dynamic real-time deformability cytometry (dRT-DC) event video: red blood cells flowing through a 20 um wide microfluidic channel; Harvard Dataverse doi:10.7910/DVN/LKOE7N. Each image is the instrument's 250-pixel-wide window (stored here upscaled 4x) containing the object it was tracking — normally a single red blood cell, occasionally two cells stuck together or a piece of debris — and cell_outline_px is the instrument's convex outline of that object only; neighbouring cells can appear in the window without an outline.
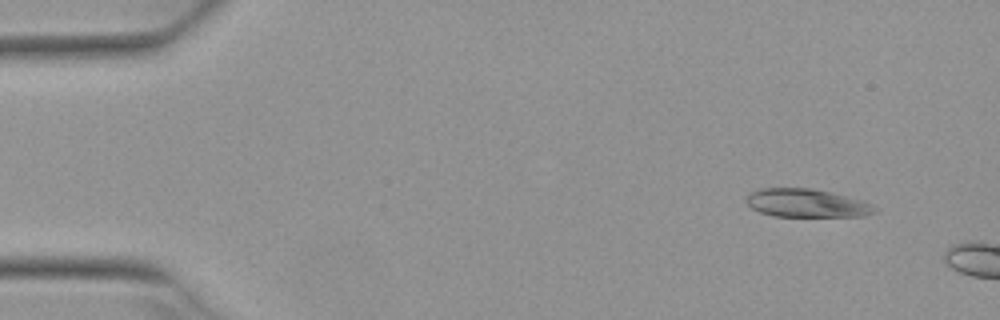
{"species": "Egyptian fruit bat (a non-hibernating species)", "species_latin": "Rousettus aegyptiacus", "temperature_condition": "warm", "stored_images_in_passage": 2, "camera_frame_rate_fps": 3000, "um_per_image_px": 0.085, "animal": {"sex": "female"}, "frame": {"image": 1, "passage_image": 1, "time_ms": 0.0, "image_size_px": [1000, 320], "cell_outline_px": [[876, 212], [864, 216], [776, 216], [760, 212], [752, 208], [748, 204], [748, 196], [752, 192], [764, 188], [812, 188], [860, 200], [876, 208]], "centroid_in_image_um": [68.55, 17.27], "position_along_channel_um": 16.4, "area_um2": 20.58}}